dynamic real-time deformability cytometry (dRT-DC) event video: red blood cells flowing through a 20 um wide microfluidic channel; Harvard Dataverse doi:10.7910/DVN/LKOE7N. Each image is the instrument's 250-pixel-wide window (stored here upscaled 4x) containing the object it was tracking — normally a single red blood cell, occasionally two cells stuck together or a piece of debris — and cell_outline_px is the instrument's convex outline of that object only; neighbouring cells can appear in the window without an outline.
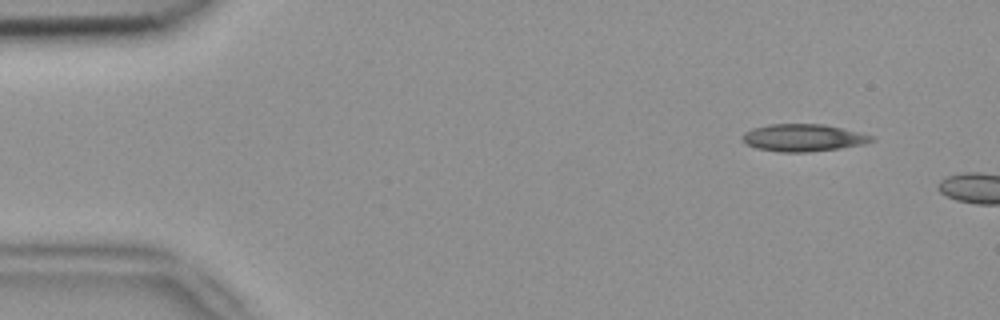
{"species": "common noctule bat (a hibernating species)", "species_latin": "Nyctalus noctula", "temperature_condition": "room temperature", "stored_images_in_passage": 3, "camera_frame_rate_fps": 3000, "um_per_image_px": 0.085, "animal": {"sex": "female", "body_mass_g": 18.4}, "frame": {"image": 1, "passage_image": 2, "time_ms": 0.333, "image_size_px": [1000, 320], "cell_outline_px": [[876, 140], [864, 144], [840, 148], [808, 152], [780, 152], [756, 148], [744, 144], [740, 140], [740, 136], [744, 132], [752, 128], [768, 124], [824, 124], [860, 132], [876, 136]], "centroid_in_image_um": [68.25, 11.7], "position_along_channel_um": 16.8, "area_um2": 20.92}}